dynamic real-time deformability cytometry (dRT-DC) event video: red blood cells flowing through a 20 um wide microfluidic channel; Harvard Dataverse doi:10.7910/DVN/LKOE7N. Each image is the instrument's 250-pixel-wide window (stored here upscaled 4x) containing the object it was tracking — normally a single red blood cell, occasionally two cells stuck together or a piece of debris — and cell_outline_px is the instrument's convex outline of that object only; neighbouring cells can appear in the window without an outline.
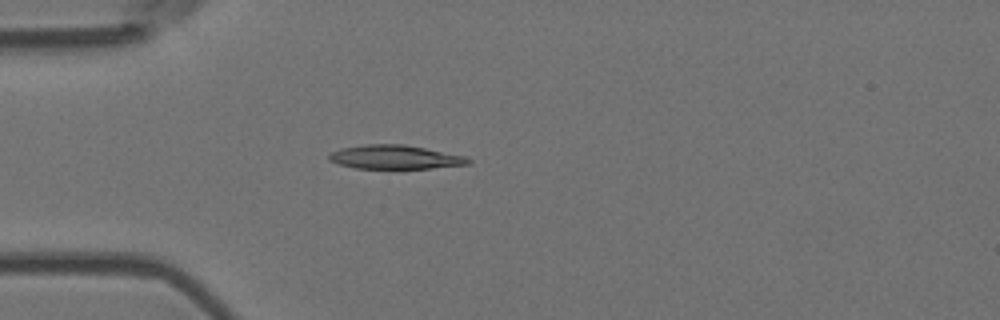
{"species": "Egyptian fruit bat (a non-hibernating species)", "species_latin": "Rousettus aegyptiacus", "temperature_condition": "room temperature", "stored_images_in_passage": 4, "camera_frame_rate_fps": 3000, "um_per_image_px": 0.085, "animal": {"sex": "female"}, "frame": {"image": 1, "passage_image": 4, "time_ms": 1.0, "image_size_px": [1000, 320], "cell_outline_px": [[472, 164], [432, 168], [356, 168], [340, 164], [328, 160], [328, 156], [332, 152], [340, 148], [368, 144], [404, 144], [464, 156], [472, 160]], "centroid_in_image_um": [33.59, 13.35], "position_along_channel_um": 51.4, "area_um2": 19.19}}